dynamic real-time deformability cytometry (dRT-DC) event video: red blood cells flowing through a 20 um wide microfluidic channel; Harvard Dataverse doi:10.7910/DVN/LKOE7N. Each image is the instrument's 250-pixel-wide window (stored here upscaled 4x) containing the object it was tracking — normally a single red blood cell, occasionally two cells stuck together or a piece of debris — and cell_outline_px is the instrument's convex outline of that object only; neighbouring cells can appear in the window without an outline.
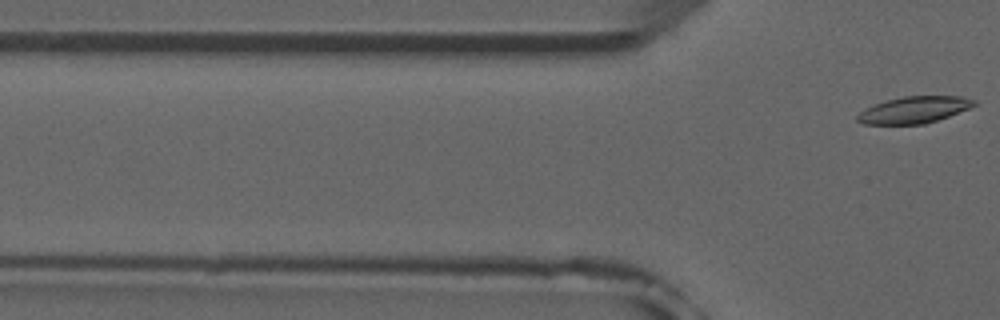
{"species": "common noctule bat (a hibernating species)", "species_latin": "Nyctalus noctula", "temperature_condition": "room temperature", "stored_images_in_passage": 6, "camera_frame_rate_fps": 3000, "um_per_image_px": 0.085, "animal": {"sex": "male", "forearm_length_mm": 52.5}, "frame": {"image": 1, "passage_image": 6, "time_ms": 5.667, "image_size_px": [1000, 320], "cell_outline_px": [[976, 104], [968, 108], [948, 116], [924, 124], [864, 124], [856, 120], [856, 116], [864, 108], [888, 100], [904, 96], [960, 96], [976, 100]], "centroid_in_image_um": [77.67, 9.33], "position_along_channel_um": 48.1, "area_um2": 17.92}}